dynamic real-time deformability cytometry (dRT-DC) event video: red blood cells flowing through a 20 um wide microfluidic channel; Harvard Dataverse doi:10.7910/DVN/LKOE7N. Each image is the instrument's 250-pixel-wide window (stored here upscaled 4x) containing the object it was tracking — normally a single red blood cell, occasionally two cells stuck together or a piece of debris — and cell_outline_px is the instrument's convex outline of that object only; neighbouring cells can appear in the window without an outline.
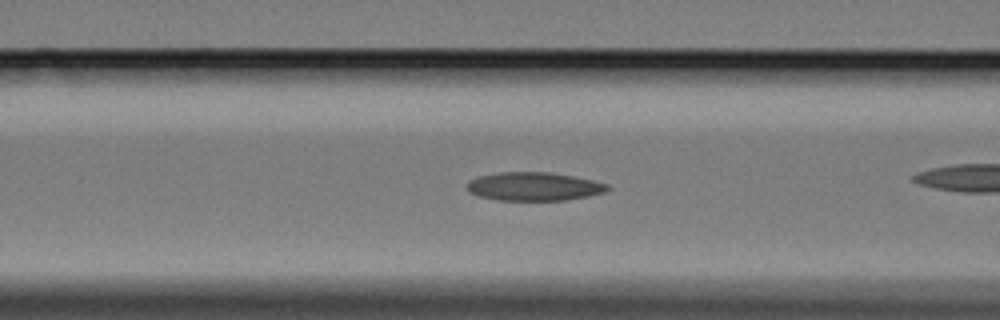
{"species": "Egyptian fruit bat (a non-hibernating species)", "species_latin": "Rousettus aegyptiacus", "temperature_condition": "cold", "stored_images_in_passage": 51, "camera_frame_rate_fps": 3000, "um_per_image_px": 0.085, "animal": {"sex": "female"}, "frame": {"image": 1, "passage_image": 15, "time_ms": 4.667, "image_size_px": [1000, 320], "cell_outline_px": [[612, 188], [604, 192], [588, 196], [564, 200], [496, 200], [480, 196], [468, 192], [468, 180], [480, 176], [500, 172], [548, 172], [572, 176], [592, 180], [608, 184]], "centroid_in_image_um": [45.39, 15.85], "position_along_channel_um": 121.2, "area_um2": 23.18}}
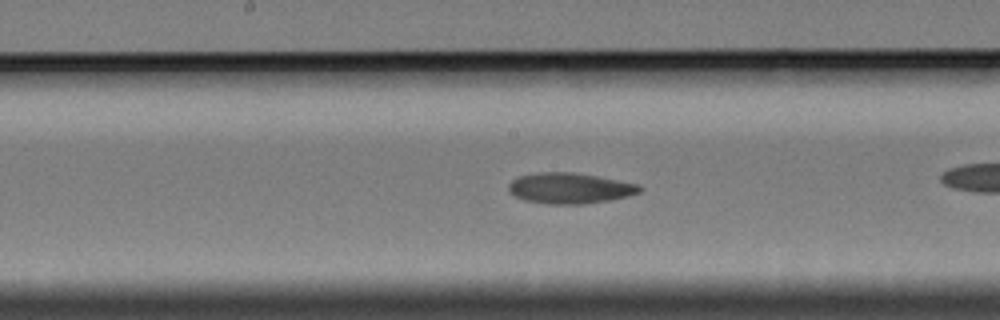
{"frame": {"image": 2, "passage_image": 22, "time_ms": 7.0, "image_size_px": [1000, 320], "cell_outline_px": [[644, 188], [640, 192], [628, 196], [612, 200], [584, 204], [548, 204], [524, 200], [508, 192], [508, 184], [516, 176], [540, 172], [572, 172], [596, 176], [640, 184]], "centroid_in_image_um": [48.43, 16.0], "position_along_channel_um": 199.8, "area_um2": 23.7}}
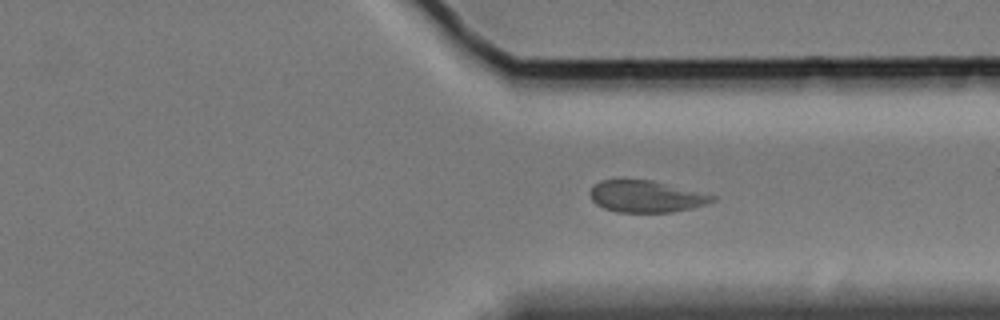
{"frame": {"image": 3, "passage_image": 36, "time_ms": 11.667, "image_size_px": [1000, 320], "cell_outline_px": [[716, 200], [708, 204], [692, 208], [672, 212], [616, 212], [604, 208], [596, 204], [592, 200], [588, 192], [600, 180], [652, 180], [716, 196]], "centroid_in_image_um": [54.92, 16.71], "position_along_channel_um": 356.5, "area_um2": 22.54}}